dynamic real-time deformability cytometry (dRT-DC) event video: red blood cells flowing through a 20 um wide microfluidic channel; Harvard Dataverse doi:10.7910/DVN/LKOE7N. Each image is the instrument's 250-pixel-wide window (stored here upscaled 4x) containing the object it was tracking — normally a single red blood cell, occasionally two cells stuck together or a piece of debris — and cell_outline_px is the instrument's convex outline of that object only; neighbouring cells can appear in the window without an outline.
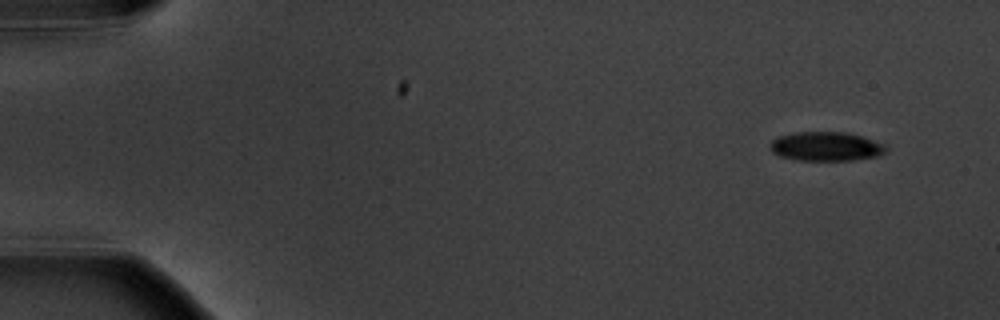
{"species": "common noctule bat (a hibernating species)", "species_latin": "Nyctalus noctula", "temperature_condition": "warm", "stored_images_in_passage": 5, "segment_of_instrument_passage": [1, 2], "camera_frame_rate_fps": 3000, "um_per_image_px": 0.085, "animal": {"sex": "male", "body_mass_g": 20.1, "forearm_length_mm": 53.5}, "frame": {"image": 1, "passage_image": 1, "time_ms": 0.0, "image_size_px": [1000, 320], "cell_outline_px": [[888, 152], [880, 156], [852, 160], [796, 160], [780, 156], [772, 152], [768, 144], [772, 140], [780, 136], [796, 132], [844, 132], [864, 136], [888, 144]], "centroid_in_image_um": [70.29, 12.44], "position_along_channel_um": 14.7, "area_um2": 20.06}}
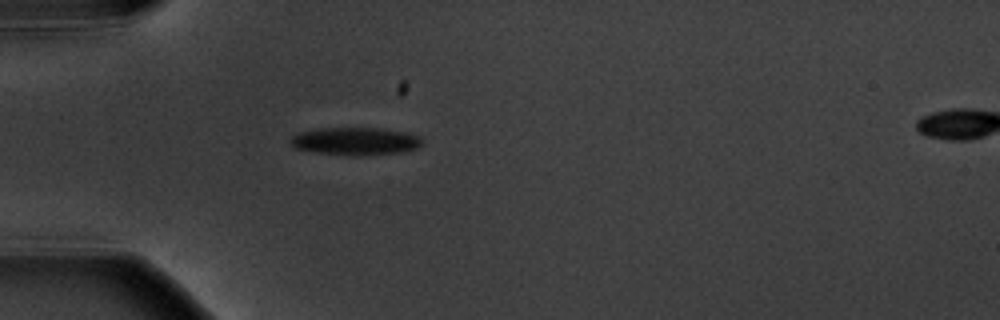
{"frame": {"image": 2, "passage_image": 4, "time_ms": 4.333, "image_size_px": [1000, 320], "cell_outline_px": [[424, 144], [416, 148], [400, 152], [356, 156], [316, 152], [296, 148], [288, 140], [292, 136], [300, 132], [316, 128], [380, 128], [404, 132], [420, 136]], "centroid_in_image_um": [30.21, 11.99], "position_along_channel_um": 54.8, "area_um2": 21.21}}